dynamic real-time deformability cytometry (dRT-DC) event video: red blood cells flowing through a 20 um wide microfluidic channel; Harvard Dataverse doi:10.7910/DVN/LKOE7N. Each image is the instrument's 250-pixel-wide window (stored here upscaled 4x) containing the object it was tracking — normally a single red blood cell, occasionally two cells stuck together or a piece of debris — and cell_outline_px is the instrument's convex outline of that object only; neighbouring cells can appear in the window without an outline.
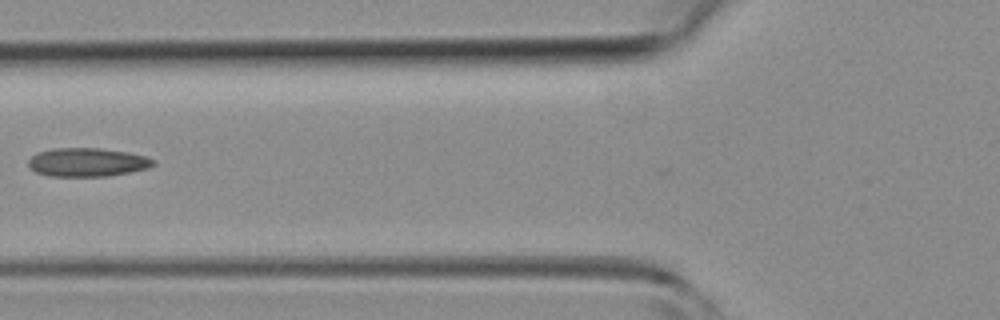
{"species": "common noctule bat (a hibernating species)", "species_latin": "Nyctalus noctula", "temperature_condition": "room temperature", "stored_images_in_passage": 3, "camera_frame_rate_fps": 3000, "um_per_image_px": 0.085, "animal": {"sex": "female", "body_mass_g": 19.3, "forearm_length_mm": 54.1}, "frame": {"image": 1, "passage_image": 3, "time_ms": 2.333, "image_size_px": [1000, 320], "cell_outline_px": [[156, 164], [148, 168], [108, 176], [48, 176], [36, 172], [28, 164], [28, 160], [32, 156], [40, 152], [52, 148], [100, 148], [128, 152], [144, 156], [156, 160]], "centroid_in_image_um": [7.44, 13.79], "position_along_channel_um": 118.4, "area_um2": 20.75}}